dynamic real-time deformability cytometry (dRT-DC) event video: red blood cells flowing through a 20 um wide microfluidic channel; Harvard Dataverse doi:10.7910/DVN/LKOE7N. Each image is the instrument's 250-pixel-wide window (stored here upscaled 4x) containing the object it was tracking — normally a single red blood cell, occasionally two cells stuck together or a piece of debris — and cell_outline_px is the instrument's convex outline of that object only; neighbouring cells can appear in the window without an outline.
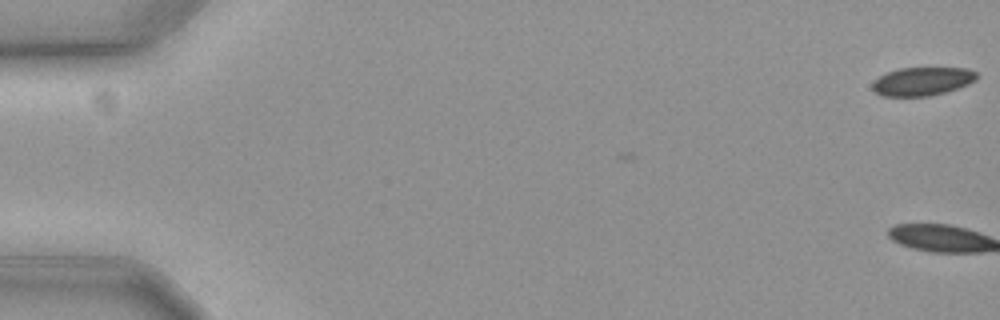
{"species": "common noctule bat (a hibernating species)", "species_latin": "Nyctalus noctula", "temperature_condition": "cold", "stored_images_in_passage": 20, "camera_frame_rate_fps": 3000, "um_per_image_px": 0.085, "animal": {"sex": "female", "body_mass_g": 19.3, "forearm_length_mm": 54.1}, "frame": {"image": 1, "passage_image": 1, "time_ms": 0.0, "image_size_px": [1000, 320], "cell_outline_px": [[976, 80], [968, 84], [944, 92], [928, 96], [884, 96], [876, 92], [872, 88], [872, 84], [880, 76], [888, 72], [900, 68], [964, 68], [976, 72]], "centroid_in_image_um": [78.39, 6.91], "position_along_channel_um": 6.6, "area_um2": 16.94}}